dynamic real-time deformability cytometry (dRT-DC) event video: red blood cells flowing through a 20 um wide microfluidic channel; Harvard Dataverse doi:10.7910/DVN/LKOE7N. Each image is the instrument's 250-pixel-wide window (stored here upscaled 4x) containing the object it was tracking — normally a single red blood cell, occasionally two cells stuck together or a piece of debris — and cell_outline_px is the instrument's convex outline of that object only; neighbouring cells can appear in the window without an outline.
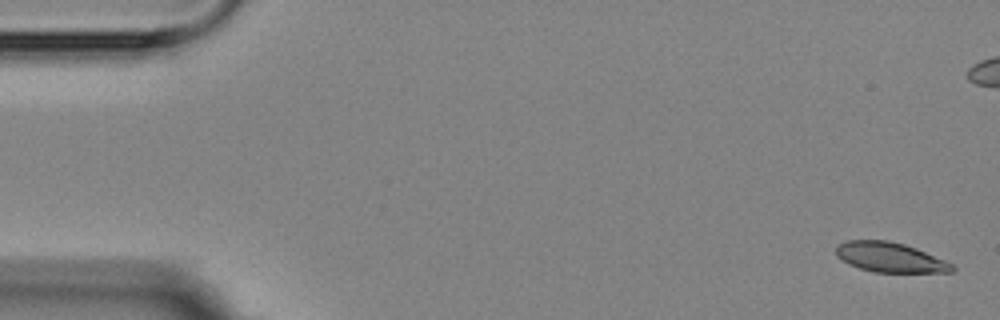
{"species": "Egyptian fruit bat (a non-hibernating species)", "species_latin": "Rousettus aegyptiacus", "temperature_condition": "room temperature", "stored_images_in_passage": 5, "camera_frame_rate_fps": 3000, "um_per_image_px": 0.085, "animal": {"sex": "female"}, "frame": {"image": 1, "passage_image": 1, "time_ms": 0.0, "image_size_px": [1000, 320], "cell_outline_px": [[956, 268], [952, 272], [876, 272], [860, 268], [848, 264], [836, 256], [836, 248], [840, 244], [848, 240], [888, 240], [904, 244], [916, 248], [944, 260], [952, 264]], "centroid_in_image_um": [75.65, 21.87], "position_along_channel_um": 9.4, "area_um2": 20.0}}
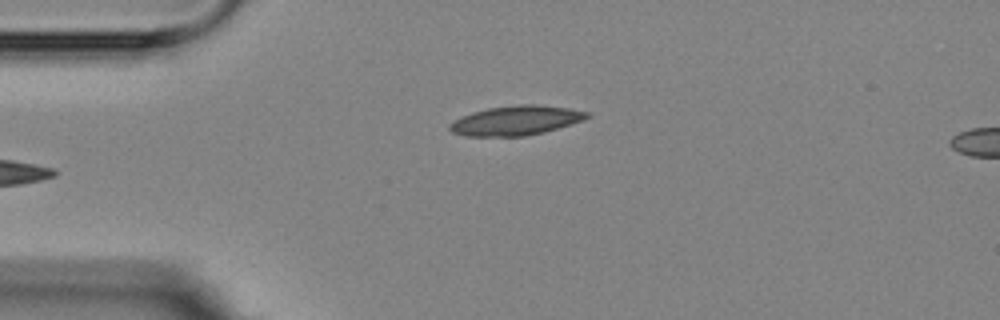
{"frame": {"image": 2, "passage_image": 5, "time_ms": 5.667, "image_size_px": [1000, 320], "cell_outline_px": [[592, 116], [544, 132], [524, 136], [464, 136], [452, 132], [448, 128], [448, 124], [472, 112], [488, 108], [520, 104], [536, 104], [568, 108], [588, 112]], "centroid_in_image_um": [43.82, 10.24], "position_along_channel_um": 41.2, "area_um2": 23.29}}